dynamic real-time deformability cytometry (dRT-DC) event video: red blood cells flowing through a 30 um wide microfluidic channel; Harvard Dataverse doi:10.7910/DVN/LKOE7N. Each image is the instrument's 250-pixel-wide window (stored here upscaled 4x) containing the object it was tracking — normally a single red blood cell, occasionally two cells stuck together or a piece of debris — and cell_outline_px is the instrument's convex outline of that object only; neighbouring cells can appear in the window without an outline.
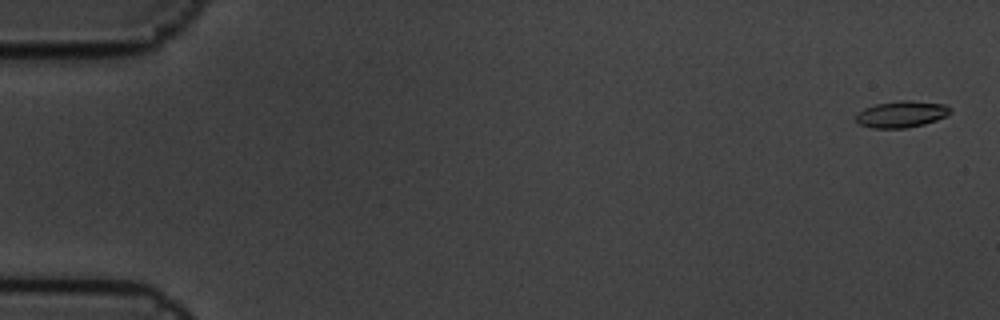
{"species": "common noctule bat (a hibernating species)", "species_latin": "Nyctalus noctula", "temperature_condition": "cold", "stored_images_in_passage": 5, "camera_frame_rate_fps": 3000, "um_per_image_px": 0.085, "animal": {"sex": "male", "body_mass_g": 19.5, "forearm_length_mm": 54.6}, "frame": {"image": 1, "passage_image": 1, "time_ms": 0.0, "image_size_px": [1000, 320], "cell_outline_px": [[952, 112], [948, 116], [924, 124], [904, 128], [872, 128], [860, 124], [856, 120], [856, 116], [864, 108], [876, 104], [900, 100], [908, 100], [948, 104], [952, 108]], "centroid_in_image_um": [76.7, 9.69], "position_along_channel_um": 8.3, "area_um2": 14.68}}
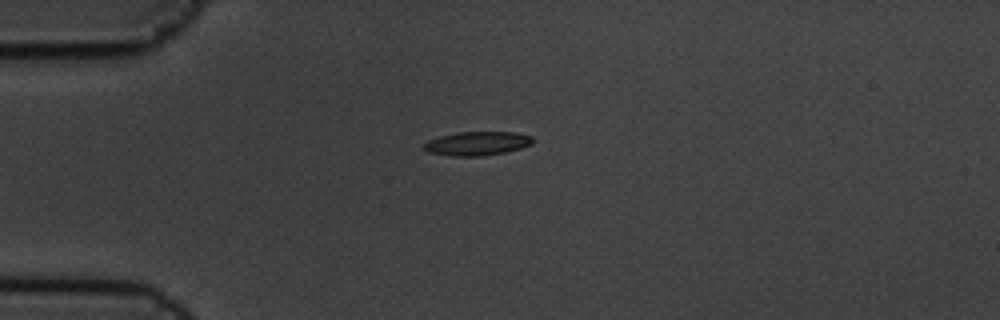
{"frame": {"image": 2, "passage_image": 5, "time_ms": 1.333, "image_size_px": [1000, 320], "cell_outline_px": [[532, 144], [520, 148], [504, 152], [480, 156], [452, 156], [428, 152], [424, 148], [424, 144], [428, 140], [440, 136], [460, 132], [516, 132], [532, 136]], "centroid_in_image_um": [40.56, 12.19], "position_along_channel_um": 44.4, "area_um2": 14.97}}